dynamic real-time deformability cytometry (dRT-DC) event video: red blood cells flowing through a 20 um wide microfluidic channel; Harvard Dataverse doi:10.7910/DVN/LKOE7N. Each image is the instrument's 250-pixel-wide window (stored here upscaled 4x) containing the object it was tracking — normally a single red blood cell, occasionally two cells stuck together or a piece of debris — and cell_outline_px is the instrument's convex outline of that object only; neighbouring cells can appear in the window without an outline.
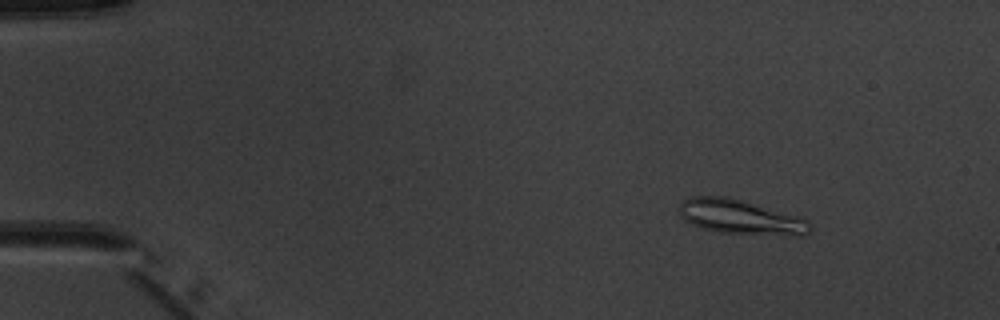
{"species": "common noctule bat (a hibernating species)", "species_latin": "Nyctalus noctula", "temperature_condition": "warm", "stored_images_in_passage": 5, "camera_frame_rate_fps": 3000, "um_per_image_px": 0.085, "animal": {"sex": "male", "body_mass_g": 20.1, "forearm_length_mm": 53.5}, "frame": {"image": 1, "passage_image": 2, "time_ms": 1.333, "image_size_px": [1000, 320], "cell_outline_px": [[812, 228], [804, 236], [788, 236], [720, 232], [704, 228], [692, 224], [684, 220], [680, 216], [680, 204], [684, 200], [692, 196], [728, 196], [800, 216], [808, 220], [812, 224]], "centroid_in_image_um": [63.01, 18.45], "position_along_channel_um": 22.0, "area_um2": 26.53}}